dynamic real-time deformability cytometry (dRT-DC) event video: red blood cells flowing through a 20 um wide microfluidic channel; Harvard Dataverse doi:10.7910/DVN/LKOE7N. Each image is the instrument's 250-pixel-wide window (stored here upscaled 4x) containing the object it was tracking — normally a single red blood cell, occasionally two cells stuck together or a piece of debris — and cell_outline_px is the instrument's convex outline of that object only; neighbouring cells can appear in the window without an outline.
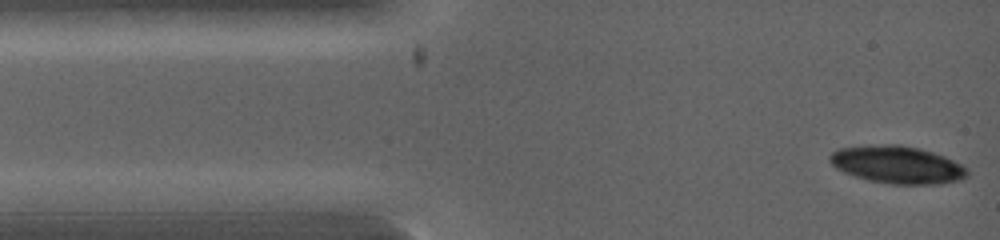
{"species": "common noctule bat (a hibernating species)", "species_latin": "Nyctalus noctula", "temperature_condition": "warm", "stored_images_in_passage": 3, "segment_of_instrument_passage": [2, 2], "camera_frame_rate_fps": 5000, "um_per_image_px": 0.085, "animal": {"sex": "female", "body_mass_g": 19.0, "forearm_length_mm": 53.3}, "frame": {"image": 1, "passage_image": 3, "time_ms": 1.4, "image_size_px": [1000, 240], "cell_outline_px": [[968, 176], [960, 180], [940, 184], [892, 184], [868, 180], [844, 172], [836, 168], [828, 160], [828, 156], [832, 152], [840, 148], [888, 144], [900, 144], [920, 148], [944, 156], [968, 168]], "centroid_in_image_um": [76.29, 14.0], "position_along_channel_um": 8.7, "area_um2": 30.0}}